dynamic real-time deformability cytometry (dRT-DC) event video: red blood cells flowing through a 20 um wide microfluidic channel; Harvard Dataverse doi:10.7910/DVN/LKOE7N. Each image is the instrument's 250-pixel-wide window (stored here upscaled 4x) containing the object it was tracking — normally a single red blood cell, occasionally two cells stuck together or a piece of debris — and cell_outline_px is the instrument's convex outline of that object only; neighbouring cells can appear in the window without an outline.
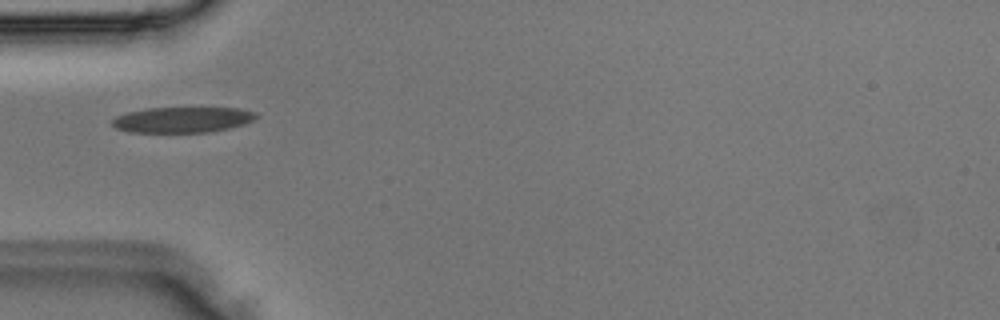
{"species": "Egyptian fruit bat (a non-hibernating species)", "species_latin": "Rousettus aegyptiacus", "temperature_condition": "room temperature", "stored_images_in_passage": 4, "camera_frame_rate_fps": 3000, "um_per_image_px": 0.085, "animal": {"sex": "male"}, "frame": {"image": 1, "passage_image": 4, "time_ms": 1.0, "image_size_px": [1000, 320], "cell_outline_px": [[256, 116], [252, 120], [244, 124], [228, 128], [208, 132], [128, 132], [116, 128], [112, 124], [112, 120], [116, 116], [128, 112], [148, 108], [240, 108], [256, 112]], "centroid_in_image_um": [15.49, 10.17], "position_along_channel_um": 69.5, "area_um2": 21.33}}